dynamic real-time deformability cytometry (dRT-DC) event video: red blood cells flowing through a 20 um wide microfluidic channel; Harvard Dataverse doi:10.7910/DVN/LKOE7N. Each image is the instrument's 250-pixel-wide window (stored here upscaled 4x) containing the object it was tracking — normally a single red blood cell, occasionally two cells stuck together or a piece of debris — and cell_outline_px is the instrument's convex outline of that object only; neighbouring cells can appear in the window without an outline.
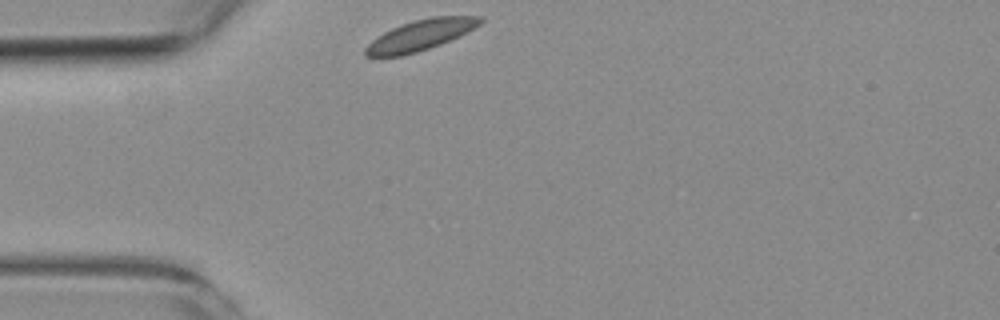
{"species": "common noctule bat (a hibernating species)", "species_latin": "Nyctalus noctula", "temperature_condition": "room temperature", "stored_images_in_passage": 2, "segment_of_instrument_passage": [2, 2], "camera_frame_rate_fps": 3000, "um_per_image_px": 0.085, "animal": {"sex": "female", "body_mass_g": 19.3, "forearm_length_mm": 54.1}, "frame": {"image": 1, "passage_image": 2, "time_ms": 1.333, "image_size_px": [1000, 320], "cell_outline_px": [[484, 20], [480, 24], [440, 44], [416, 52], [400, 56], [364, 56], [364, 48], [372, 40], [384, 32], [392, 28], [416, 20], [432, 16], [484, 16]], "centroid_in_image_um": [35.7, 2.98], "position_along_channel_um": 49.3, "area_um2": 19.94}}